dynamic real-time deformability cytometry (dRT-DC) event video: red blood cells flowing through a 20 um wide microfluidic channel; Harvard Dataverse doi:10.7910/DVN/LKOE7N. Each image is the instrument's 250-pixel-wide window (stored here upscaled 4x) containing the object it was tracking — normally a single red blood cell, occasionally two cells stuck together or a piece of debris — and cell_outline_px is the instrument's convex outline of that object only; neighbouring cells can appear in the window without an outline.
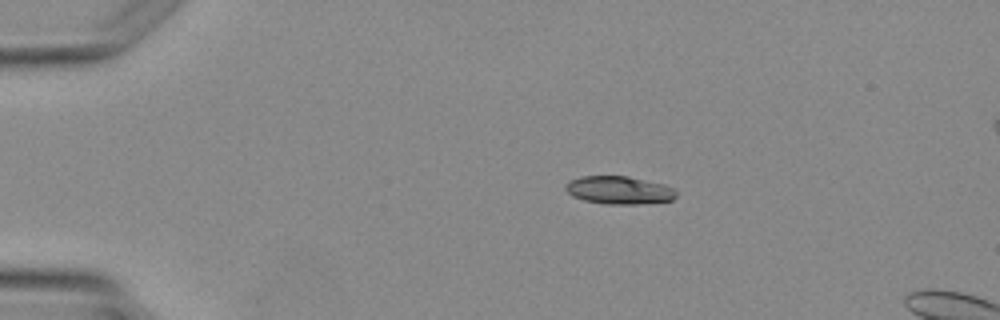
{"species": "Egyptian fruit bat (a non-hibernating species)", "species_latin": "Rousettus aegyptiacus", "temperature_condition": "warm", "stored_images_in_passage": 3, "camera_frame_rate_fps": 3000, "um_per_image_px": 0.085, "animal": {"sex": "female"}, "frame": {"image": 1, "passage_image": 1, "time_ms": 0.0, "image_size_px": [1000, 320], "cell_outline_px": [[676, 196], [672, 200], [636, 204], [604, 204], [584, 200], [572, 196], [564, 188], [564, 184], [580, 176], [628, 176], [664, 184], [676, 188]], "centroid_in_image_um": [52.62, 16.16], "position_along_channel_um": 32.4, "area_um2": 18.09}}